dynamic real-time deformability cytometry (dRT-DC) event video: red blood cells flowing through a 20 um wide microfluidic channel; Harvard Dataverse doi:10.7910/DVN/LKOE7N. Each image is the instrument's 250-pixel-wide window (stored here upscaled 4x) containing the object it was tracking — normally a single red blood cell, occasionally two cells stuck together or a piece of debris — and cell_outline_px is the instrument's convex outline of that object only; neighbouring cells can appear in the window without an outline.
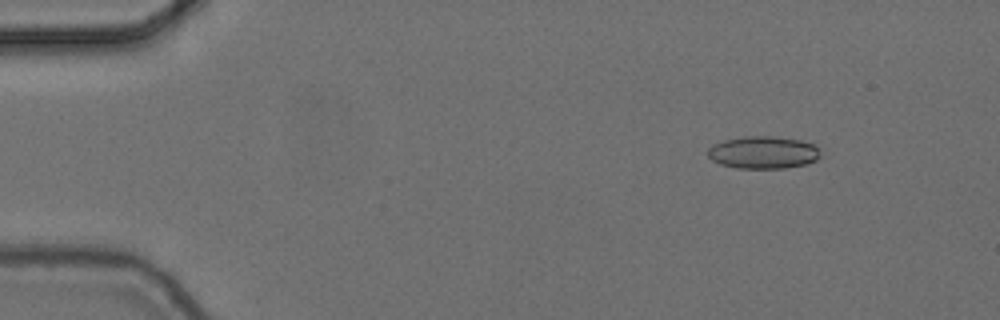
{"species": "common noctule bat (a hibernating species)", "species_latin": "Nyctalus noctula", "temperature_condition": "cold", "stored_images_in_passage": 6, "camera_frame_rate_fps": 3000, "um_per_image_px": 0.085, "animal": {"sex": "female", "body_mass_g": 24.6, "forearm_length_mm": 56.2}, "frame": {"image": 1, "passage_image": 2, "time_ms": 0.333, "image_size_px": [1000, 320], "cell_outline_px": [[820, 156], [816, 160], [804, 164], [784, 168], [736, 168], [720, 164], [712, 160], [708, 156], [708, 148], [712, 144], [724, 140], [744, 136], [772, 136], [800, 140], [816, 144], [820, 148]], "centroid_in_image_um": [64.88, 12.95], "position_along_channel_um": 20.1, "area_um2": 21.44}}
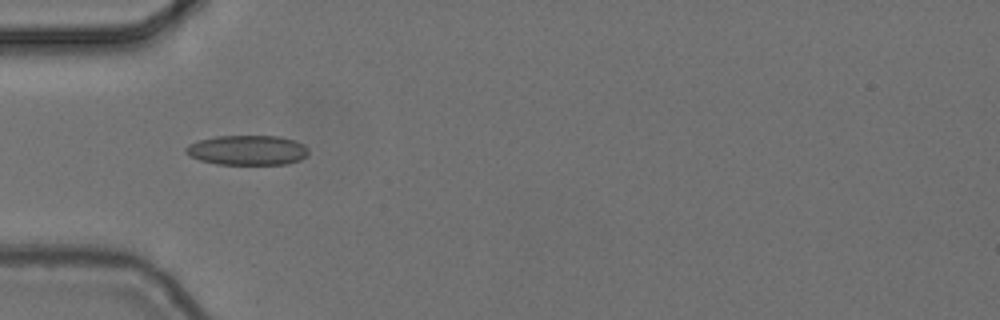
{"frame": {"image": 2, "passage_image": 5, "time_ms": 1.333, "image_size_px": [1000, 320], "cell_outline_px": [[308, 152], [300, 160], [284, 164], [216, 164], [200, 160], [184, 152], [184, 148], [188, 144], [200, 140], [216, 136], [280, 136], [296, 140], [304, 144], [308, 148]], "centroid_in_image_um": [21.03, 12.75], "position_along_channel_um": 64.0, "area_um2": 21.33}}
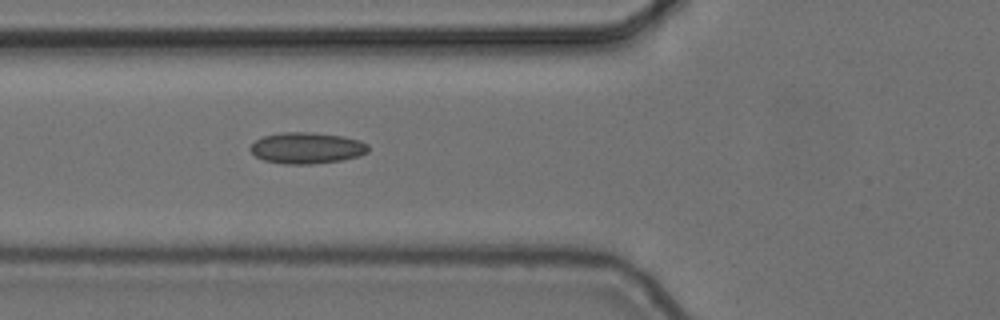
{"frame": {"image": 3, "passage_image": 6, "time_ms": 1.667, "image_size_px": [1000, 320], "cell_outline_px": [[368, 152], [360, 156], [340, 160], [312, 164], [284, 164], [264, 160], [256, 156], [248, 148], [256, 140], [264, 136], [280, 132], [312, 132], [344, 136], [360, 140], [368, 144]], "centroid_in_image_um": [26.09, 12.57], "position_along_channel_um": 99.7, "area_um2": 21.56}}